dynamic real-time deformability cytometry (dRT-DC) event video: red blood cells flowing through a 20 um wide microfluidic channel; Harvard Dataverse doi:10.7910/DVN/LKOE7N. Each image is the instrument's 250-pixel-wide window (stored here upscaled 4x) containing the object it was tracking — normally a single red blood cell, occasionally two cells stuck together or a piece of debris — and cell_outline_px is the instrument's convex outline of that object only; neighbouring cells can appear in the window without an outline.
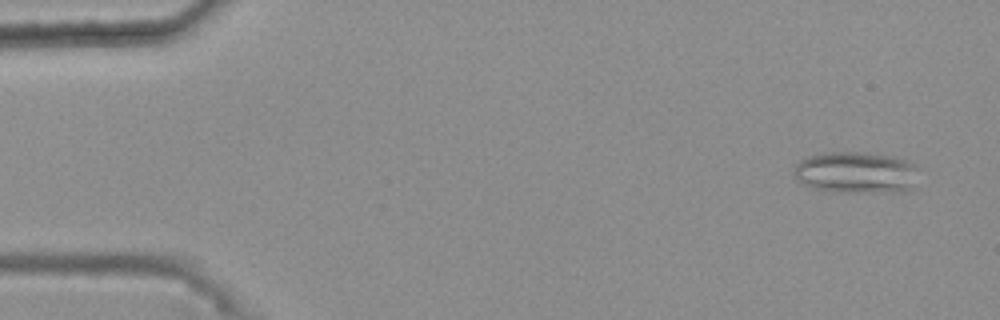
{"species": "common noctule bat (a hibernating species)", "species_latin": "Nyctalus noctula", "temperature_condition": "warm", "stored_images_in_passage": 47, "camera_frame_rate_fps": 3000, "um_per_image_px": 0.085, "animal": {"sex": "female", "body_mass_g": 25.1}, "frame": {"image": 1, "passage_image": 3, "time_ms": 0.667, "image_size_px": [1000, 320], "cell_outline_px": [[916, 168], [912, 188], [904, 192], [824, 192], [812, 188], [796, 180], [792, 176], [792, 168], [800, 160], [808, 156], [820, 152], [864, 152], [892, 156], [904, 160], [912, 164]], "centroid_in_image_um": [72.65, 14.67], "position_along_channel_um": 12.3, "area_um2": 30.69}}
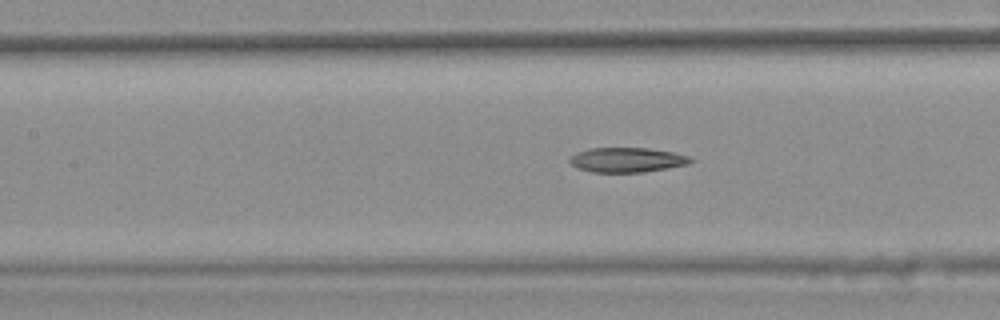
{"frame": {"image": 2, "passage_image": 24, "time_ms": 7.667, "image_size_px": [1000, 320], "cell_outline_px": [[696, 160], [688, 164], [668, 168], [644, 172], [592, 172], [576, 168], [568, 160], [576, 152], [588, 148], [648, 148], [672, 152], [688, 156]], "centroid_in_image_um": [53.29, 13.59], "position_along_channel_um": 154.1, "area_um2": 17.46}}
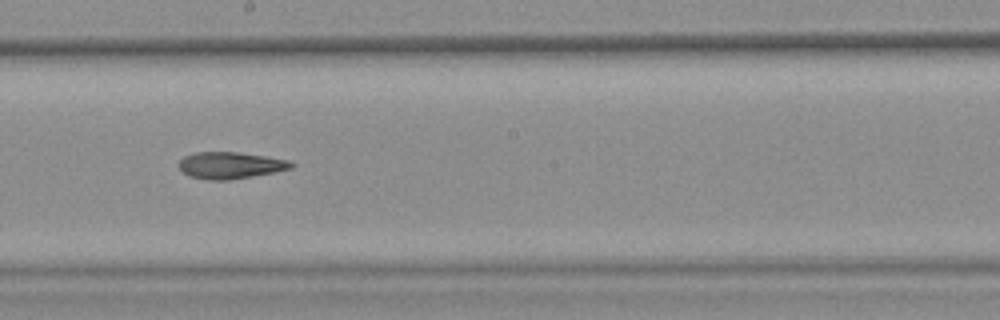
{"frame": {"image": 3, "passage_image": 30, "time_ms": 9.667, "image_size_px": [1000, 320], "cell_outline_px": [[296, 164], [292, 168], [276, 172], [228, 180], [208, 180], [188, 176], [180, 168], [180, 160], [184, 156], [196, 152], [236, 152], [264, 156], [288, 160]], "centroid_in_image_um": [19.6, 14.05], "position_along_channel_um": 228.6, "area_um2": 17.4}, "authors_computed_cell_mechanics": {"area_um2": 18.0336, "velocity_mm_per_s": 3.7356, "shape_relaxation_time_tau1_ms": null, "shape_relaxation_time_tau2_ms": 7.4382, "deformation_change_tau1": null, "deformation_change_tau2": 0.186}}